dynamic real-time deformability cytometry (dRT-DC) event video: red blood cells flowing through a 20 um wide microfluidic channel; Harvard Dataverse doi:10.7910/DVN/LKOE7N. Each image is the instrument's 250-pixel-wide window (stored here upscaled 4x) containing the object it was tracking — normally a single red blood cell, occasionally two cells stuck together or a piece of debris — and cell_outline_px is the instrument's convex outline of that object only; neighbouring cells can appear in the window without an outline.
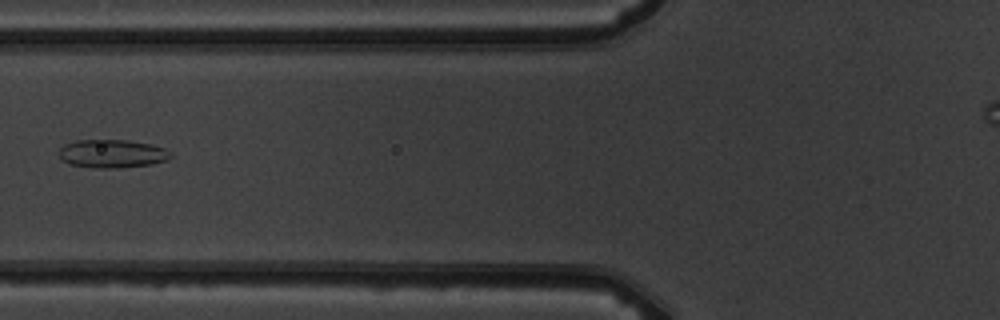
{"species": "common noctule bat (a hibernating species)", "species_latin": "Nyctalus noctula", "temperature_condition": "warm", "stored_images_in_passage": 6, "camera_frame_rate_fps": 3000, "um_per_image_px": 0.085, "animal": {"sex": "male", "body_mass_g": 19.5, "forearm_length_mm": 54.6}, "frame": {"image": 1, "passage_image": 6, "time_ms": 6.333, "image_size_px": [1000, 320], "cell_outline_px": [[172, 156], [168, 160], [152, 164], [120, 168], [92, 168], [68, 164], [60, 156], [60, 148], [64, 144], [76, 140], [128, 140], [152, 144], [164, 148], [172, 152]], "centroid_in_image_um": [9.56, 13.06], "position_along_channel_um": 116.2, "area_um2": 18.61}}